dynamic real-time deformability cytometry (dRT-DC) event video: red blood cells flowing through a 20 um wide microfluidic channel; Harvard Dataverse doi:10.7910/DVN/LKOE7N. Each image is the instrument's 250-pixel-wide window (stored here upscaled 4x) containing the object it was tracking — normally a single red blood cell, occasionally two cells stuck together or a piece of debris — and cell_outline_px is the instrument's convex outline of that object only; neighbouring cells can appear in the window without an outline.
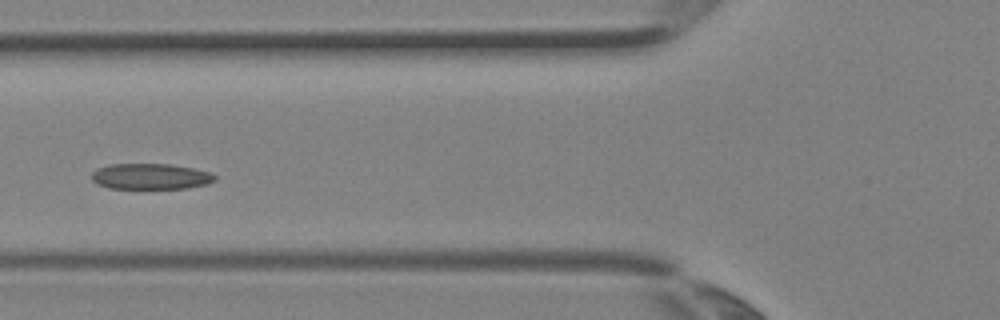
{"species": "Egyptian fruit bat (a non-hibernating species)", "species_latin": "Rousettus aegyptiacus", "temperature_condition": "room temperature", "stored_images_in_passage": 2, "camera_frame_rate_fps": 3000, "um_per_image_px": 0.085, "animal": {"sex": "female"}, "frame": {"image": 1, "passage_image": 2, "time_ms": 0.333, "image_size_px": [1000, 320], "cell_outline_px": [[216, 180], [208, 184], [188, 188], [108, 188], [96, 184], [92, 180], [92, 172], [96, 168], [108, 164], [172, 164], [192, 168], [208, 172], [216, 176]], "centroid_in_image_um": [12.77, 14.99], "position_along_channel_um": 113.0, "area_um2": 18.61}}